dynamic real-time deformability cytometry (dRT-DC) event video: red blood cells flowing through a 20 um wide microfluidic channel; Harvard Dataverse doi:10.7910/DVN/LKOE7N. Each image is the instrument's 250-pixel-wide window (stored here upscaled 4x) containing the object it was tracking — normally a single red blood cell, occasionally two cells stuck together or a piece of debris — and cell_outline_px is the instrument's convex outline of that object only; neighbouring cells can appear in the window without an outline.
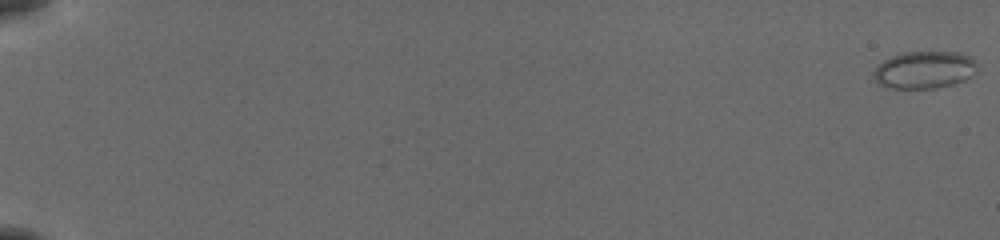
{"species": "common noctule bat (a hibernating species)", "species_latin": "Nyctalus noctula", "temperature_condition": "cold", "stored_images_in_passage": 56, "camera_frame_rate_fps": 3000, "um_per_image_px": 0.085, "animal": {"sex": "female", "body_mass_g": 19.5, "forearm_length_mm": 54.1}, "frame": {"image": 1, "passage_image": 1, "time_ms": 0.0, "image_size_px": [1000, 240], "cell_outline_px": [[976, 72], [972, 76], [964, 80], [952, 84], [936, 88], [888, 88], [872, 80], [872, 72], [884, 60], [892, 56], [904, 52], [956, 52], [972, 56], [976, 60]], "centroid_in_image_um": [78.57, 5.94], "position_along_channel_um": 6.4, "area_um2": 22.72}}
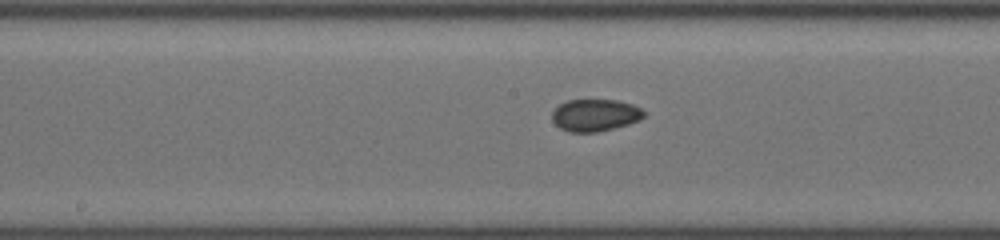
{"frame": {"image": 2, "passage_image": 32, "time_ms": 10.333, "image_size_px": [1000, 240], "cell_outline_px": [[644, 116], [640, 120], [628, 124], [596, 132], [568, 132], [560, 128], [552, 120], [552, 112], [560, 104], [568, 100], [616, 100], [632, 104], [640, 108], [644, 112]], "centroid_in_image_um": [50.57, 9.79], "position_along_channel_um": 197.6, "area_um2": 17.05}}
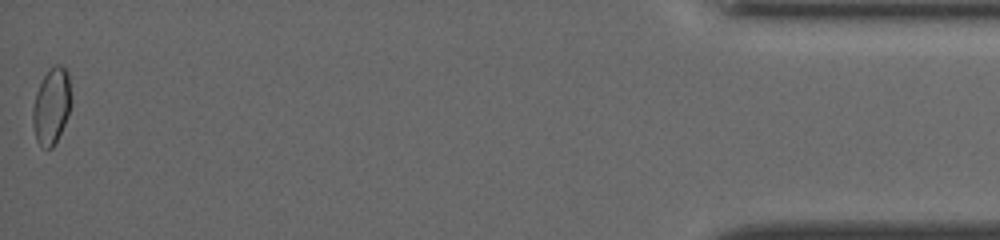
{"frame": {"image": 3, "passage_image": 56, "time_ms": 18.333, "image_size_px": [1000, 240], "cell_outline_px": [[72, 104], [68, 116], [52, 148], [44, 148], [36, 140], [32, 124], [32, 108], [36, 92], [44, 76], [56, 64], [60, 64], [68, 72], [72, 100]], "centroid_in_image_um": [4.38, 9.02], "position_along_channel_um": 430.8, "area_um2": 17.05}, "authors_computed_cell_mechanics": {"area_um2": 17.4267, "velocity_mm_per_s": 3.893, "shape_relaxation_time_tau1_ms": null, "shape_relaxation_time_tau2_ms": 3.238, "deformation_change_tau1": null, "deformation_change_tau2": 0.0502}}